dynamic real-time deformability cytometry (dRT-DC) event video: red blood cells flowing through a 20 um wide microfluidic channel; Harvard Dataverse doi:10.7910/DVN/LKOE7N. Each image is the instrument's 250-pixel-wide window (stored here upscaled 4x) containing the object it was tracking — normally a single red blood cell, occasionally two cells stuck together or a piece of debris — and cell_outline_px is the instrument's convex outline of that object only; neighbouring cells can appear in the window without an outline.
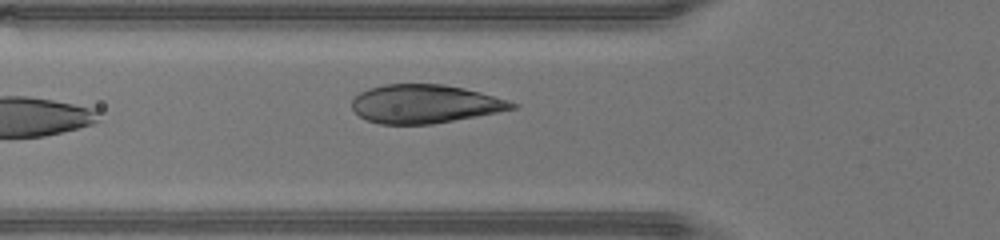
{"species": "human", "species_latin": "Homo sapiens", "temperature_condition": "warm", "stored_images_in_passage": 21, "camera_frame_rate_fps": 3000, "um_per_image_px": 0.085, "donor": {"sex": "male"}, "frame": {"image": 1, "passage_image": 4, "time_ms": 1.0, "image_size_px": [1000, 240], "cell_outline_px": [[520, 108], [432, 124], [380, 124], [368, 120], [360, 116], [352, 108], [352, 100], [360, 92], [368, 88], [384, 84], [444, 84], [464, 88], [480, 92], [508, 100], [520, 104]], "centroid_in_image_um": [36.14, 8.83], "position_along_channel_um": 89.7, "area_um2": 36.01}}